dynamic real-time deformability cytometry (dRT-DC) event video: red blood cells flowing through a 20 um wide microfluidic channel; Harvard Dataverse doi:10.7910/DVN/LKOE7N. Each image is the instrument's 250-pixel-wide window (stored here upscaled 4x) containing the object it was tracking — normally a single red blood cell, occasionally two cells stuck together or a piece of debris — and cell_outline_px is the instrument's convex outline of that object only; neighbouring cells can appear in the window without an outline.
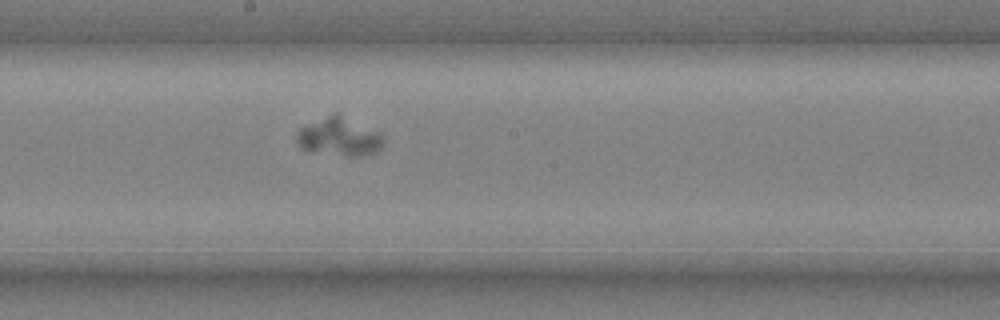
{"species": "common noctule bat (a hibernating species)", "species_latin": "Nyctalus noctula", "temperature_condition": "cold", "stored_images_in_passage": 48, "camera_frame_rate_fps": 3000, "um_per_image_px": 0.085, "animal": {"sex": "male", "body_mass_g": 20.4}, "frame": {"image": 1, "passage_image": 28, "time_ms": 9.0, "image_size_px": [1000, 320], "cell_outline_px": [[384, 144], [376, 152], [364, 156], [348, 156], [300, 148], [296, 140], [296, 132], [300, 128], [336, 112], [380, 132], [384, 136]], "centroid_in_image_um": [28.88, 11.63], "position_along_channel_um": 219.3, "area_um2": 19.19}}
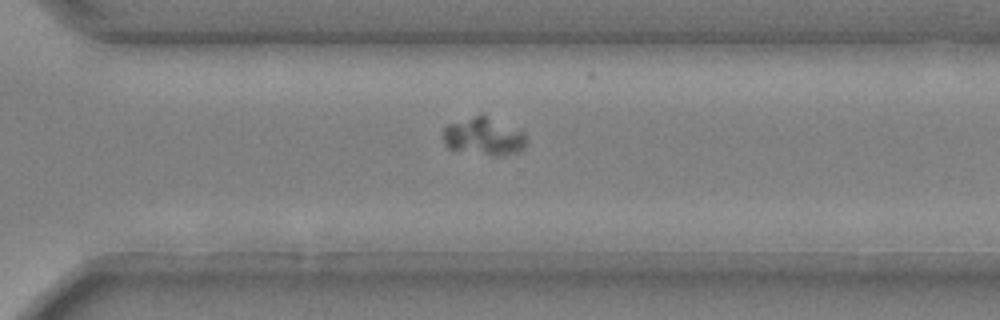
{"frame": {"image": 2, "passage_image": 37, "time_ms": 12.0, "image_size_px": [1000, 320], "cell_outline_px": [[528, 144], [524, 148], [516, 152], [496, 156], [492, 156], [448, 148], [444, 144], [440, 136], [444, 128], [448, 124], [476, 116], [484, 116], [524, 132], [528, 140]], "centroid_in_image_um": [41.1, 11.64], "position_along_channel_um": 329.5, "area_um2": 18.03}}
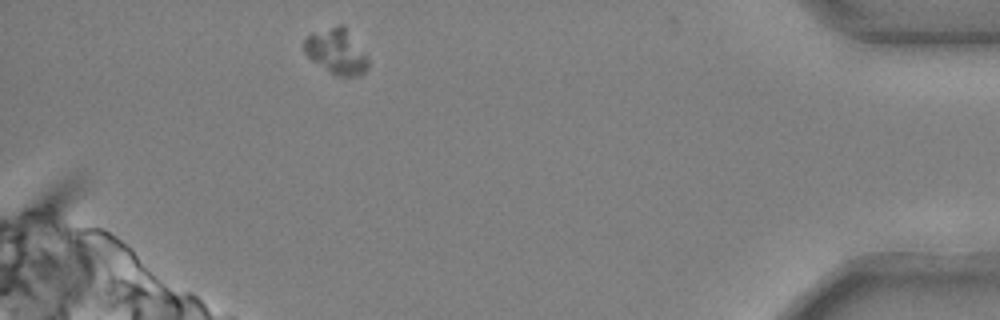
{"frame": {"image": 3, "passage_image": 47, "time_ms": 15.333, "image_size_px": [1000, 320], "cell_outline_px": [[368, 68], [364, 72], [356, 76], [336, 76], [312, 60], [304, 52], [304, 40], [312, 32], [340, 24], [344, 24], [368, 56]], "centroid_in_image_um": [28.62, 4.36], "position_along_channel_um": 406.6, "area_um2": 16.94}}